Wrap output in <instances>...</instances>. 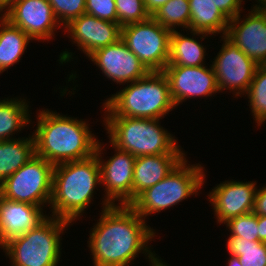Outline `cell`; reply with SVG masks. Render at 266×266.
Segmentation results:
<instances>
[{
  "label": "cell",
  "mask_w": 266,
  "mask_h": 266,
  "mask_svg": "<svg viewBox=\"0 0 266 266\" xmlns=\"http://www.w3.org/2000/svg\"><path fill=\"white\" fill-rule=\"evenodd\" d=\"M227 266H242L241 262L239 261V258L237 256L230 255L229 258H227Z\"/></svg>",
  "instance_id": "cell-37"
},
{
  "label": "cell",
  "mask_w": 266,
  "mask_h": 266,
  "mask_svg": "<svg viewBox=\"0 0 266 266\" xmlns=\"http://www.w3.org/2000/svg\"><path fill=\"white\" fill-rule=\"evenodd\" d=\"M33 40L20 28L0 15V72H5L20 62ZM28 45V46H27Z\"/></svg>",
  "instance_id": "cell-21"
},
{
  "label": "cell",
  "mask_w": 266,
  "mask_h": 266,
  "mask_svg": "<svg viewBox=\"0 0 266 266\" xmlns=\"http://www.w3.org/2000/svg\"><path fill=\"white\" fill-rule=\"evenodd\" d=\"M54 165L37 155L0 184V196L15 202L49 207Z\"/></svg>",
  "instance_id": "cell-8"
},
{
  "label": "cell",
  "mask_w": 266,
  "mask_h": 266,
  "mask_svg": "<svg viewBox=\"0 0 266 266\" xmlns=\"http://www.w3.org/2000/svg\"><path fill=\"white\" fill-rule=\"evenodd\" d=\"M117 22L125 26L131 23L143 22L151 16L147 12L144 0H115Z\"/></svg>",
  "instance_id": "cell-29"
},
{
  "label": "cell",
  "mask_w": 266,
  "mask_h": 266,
  "mask_svg": "<svg viewBox=\"0 0 266 266\" xmlns=\"http://www.w3.org/2000/svg\"><path fill=\"white\" fill-rule=\"evenodd\" d=\"M169 81L172 100L176 107L192 98L212 97L220 93L212 65L166 66L163 70Z\"/></svg>",
  "instance_id": "cell-14"
},
{
  "label": "cell",
  "mask_w": 266,
  "mask_h": 266,
  "mask_svg": "<svg viewBox=\"0 0 266 266\" xmlns=\"http://www.w3.org/2000/svg\"><path fill=\"white\" fill-rule=\"evenodd\" d=\"M169 0H144L147 12L152 16L156 10L166 4Z\"/></svg>",
  "instance_id": "cell-34"
},
{
  "label": "cell",
  "mask_w": 266,
  "mask_h": 266,
  "mask_svg": "<svg viewBox=\"0 0 266 266\" xmlns=\"http://www.w3.org/2000/svg\"><path fill=\"white\" fill-rule=\"evenodd\" d=\"M44 210L40 206L0 196V248L42 223L48 217Z\"/></svg>",
  "instance_id": "cell-18"
},
{
  "label": "cell",
  "mask_w": 266,
  "mask_h": 266,
  "mask_svg": "<svg viewBox=\"0 0 266 266\" xmlns=\"http://www.w3.org/2000/svg\"><path fill=\"white\" fill-rule=\"evenodd\" d=\"M3 16L33 41L49 42L62 28L48 0H16Z\"/></svg>",
  "instance_id": "cell-12"
},
{
  "label": "cell",
  "mask_w": 266,
  "mask_h": 266,
  "mask_svg": "<svg viewBox=\"0 0 266 266\" xmlns=\"http://www.w3.org/2000/svg\"><path fill=\"white\" fill-rule=\"evenodd\" d=\"M99 215L87 241L93 266H130L139 254L150 266L162 262L149 242L158 233L130 205H111Z\"/></svg>",
  "instance_id": "cell-1"
},
{
  "label": "cell",
  "mask_w": 266,
  "mask_h": 266,
  "mask_svg": "<svg viewBox=\"0 0 266 266\" xmlns=\"http://www.w3.org/2000/svg\"><path fill=\"white\" fill-rule=\"evenodd\" d=\"M259 241L266 242V216L258 215Z\"/></svg>",
  "instance_id": "cell-35"
},
{
  "label": "cell",
  "mask_w": 266,
  "mask_h": 266,
  "mask_svg": "<svg viewBox=\"0 0 266 266\" xmlns=\"http://www.w3.org/2000/svg\"><path fill=\"white\" fill-rule=\"evenodd\" d=\"M182 31L184 32V29H182L181 32L180 30H174L171 32L170 55L166 66L196 67L206 65L205 56H207V47L206 45L204 46L201 41H204L203 39H206L207 37L211 38L213 35L191 30H186L185 32L187 34L184 35ZM187 31L190 32L192 36ZM199 37L200 40H198Z\"/></svg>",
  "instance_id": "cell-20"
},
{
  "label": "cell",
  "mask_w": 266,
  "mask_h": 266,
  "mask_svg": "<svg viewBox=\"0 0 266 266\" xmlns=\"http://www.w3.org/2000/svg\"><path fill=\"white\" fill-rule=\"evenodd\" d=\"M226 241L227 252L237 256L242 266H266V242L238 236H229Z\"/></svg>",
  "instance_id": "cell-25"
},
{
  "label": "cell",
  "mask_w": 266,
  "mask_h": 266,
  "mask_svg": "<svg viewBox=\"0 0 266 266\" xmlns=\"http://www.w3.org/2000/svg\"><path fill=\"white\" fill-rule=\"evenodd\" d=\"M125 85L102 102L103 116L163 119L176 108L169 81L163 72H149L145 77Z\"/></svg>",
  "instance_id": "cell-4"
},
{
  "label": "cell",
  "mask_w": 266,
  "mask_h": 266,
  "mask_svg": "<svg viewBox=\"0 0 266 266\" xmlns=\"http://www.w3.org/2000/svg\"><path fill=\"white\" fill-rule=\"evenodd\" d=\"M185 157L163 180L143 191L130 206L144 219L169 210L174 205L197 196L206 183V169L202 163L188 164Z\"/></svg>",
  "instance_id": "cell-6"
},
{
  "label": "cell",
  "mask_w": 266,
  "mask_h": 266,
  "mask_svg": "<svg viewBox=\"0 0 266 266\" xmlns=\"http://www.w3.org/2000/svg\"><path fill=\"white\" fill-rule=\"evenodd\" d=\"M256 191V181L232 179L215 185L206 196L213 207L215 222L223 225L231 218L252 212Z\"/></svg>",
  "instance_id": "cell-16"
},
{
  "label": "cell",
  "mask_w": 266,
  "mask_h": 266,
  "mask_svg": "<svg viewBox=\"0 0 266 266\" xmlns=\"http://www.w3.org/2000/svg\"><path fill=\"white\" fill-rule=\"evenodd\" d=\"M85 13L101 20L117 22L115 0H86Z\"/></svg>",
  "instance_id": "cell-31"
},
{
  "label": "cell",
  "mask_w": 266,
  "mask_h": 266,
  "mask_svg": "<svg viewBox=\"0 0 266 266\" xmlns=\"http://www.w3.org/2000/svg\"><path fill=\"white\" fill-rule=\"evenodd\" d=\"M248 12L229 20L225 36L257 65H266V12L258 4Z\"/></svg>",
  "instance_id": "cell-13"
},
{
  "label": "cell",
  "mask_w": 266,
  "mask_h": 266,
  "mask_svg": "<svg viewBox=\"0 0 266 266\" xmlns=\"http://www.w3.org/2000/svg\"><path fill=\"white\" fill-rule=\"evenodd\" d=\"M246 96L254 123L259 128L266 122V65L257 67Z\"/></svg>",
  "instance_id": "cell-27"
},
{
  "label": "cell",
  "mask_w": 266,
  "mask_h": 266,
  "mask_svg": "<svg viewBox=\"0 0 266 266\" xmlns=\"http://www.w3.org/2000/svg\"><path fill=\"white\" fill-rule=\"evenodd\" d=\"M187 154H159L136 157L132 182V202L147 188L163 180Z\"/></svg>",
  "instance_id": "cell-19"
},
{
  "label": "cell",
  "mask_w": 266,
  "mask_h": 266,
  "mask_svg": "<svg viewBox=\"0 0 266 266\" xmlns=\"http://www.w3.org/2000/svg\"><path fill=\"white\" fill-rule=\"evenodd\" d=\"M35 156L33 134L0 141V184Z\"/></svg>",
  "instance_id": "cell-23"
},
{
  "label": "cell",
  "mask_w": 266,
  "mask_h": 266,
  "mask_svg": "<svg viewBox=\"0 0 266 266\" xmlns=\"http://www.w3.org/2000/svg\"><path fill=\"white\" fill-rule=\"evenodd\" d=\"M257 4L266 12V0H260Z\"/></svg>",
  "instance_id": "cell-38"
},
{
  "label": "cell",
  "mask_w": 266,
  "mask_h": 266,
  "mask_svg": "<svg viewBox=\"0 0 266 266\" xmlns=\"http://www.w3.org/2000/svg\"><path fill=\"white\" fill-rule=\"evenodd\" d=\"M53 13L63 27L81 16L86 10V0H48Z\"/></svg>",
  "instance_id": "cell-30"
},
{
  "label": "cell",
  "mask_w": 266,
  "mask_h": 266,
  "mask_svg": "<svg viewBox=\"0 0 266 266\" xmlns=\"http://www.w3.org/2000/svg\"><path fill=\"white\" fill-rule=\"evenodd\" d=\"M97 187H101V178L95 154L84 160L54 165L50 216L74 224L93 204Z\"/></svg>",
  "instance_id": "cell-3"
},
{
  "label": "cell",
  "mask_w": 266,
  "mask_h": 266,
  "mask_svg": "<svg viewBox=\"0 0 266 266\" xmlns=\"http://www.w3.org/2000/svg\"><path fill=\"white\" fill-rule=\"evenodd\" d=\"M171 30L150 17L121 28V40L149 72H163L170 55Z\"/></svg>",
  "instance_id": "cell-9"
},
{
  "label": "cell",
  "mask_w": 266,
  "mask_h": 266,
  "mask_svg": "<svg viewBox=\"0 0 266 266\" xmlns=\"http://www.w3.org/2000/svg\"><path fill=\"white\" fill-rule=\"evenodd\" d=\"M28 103L24 97L0 99V141L15 139V134L32 124Z\"/></svg>",
  "instance_id": "cell-24"
},
{
  "label": "cell",
  "mask_w": 266,
  "mask_h": 266,
  "mask_svg": "<svg viewBox=\"0 0 266 266\" xmlns=\"http://www.w3.org/2000/svg\"><path fill=\"white\" fill-rule=\"evenodd\" d=\"M71 225V222L48 213L36 228L10 240L1 250L11 266H57L62 261V235Z\"/></svg>",
  "instance_id": "cell-7"
},
{
  "label": "cell",
  "mask_w": 266,
  "mask_h": 266,
  "mask_svg": "<svg viewBox=\"0 0 266 266\" xmlns=\"http://www.w3.org/2000/svg\"><path fill=\"white\" fill-rule=\"evenodd\" d=\"M87 58L115 84L122 85L145 77L149 71L139 58L120 39L117 43L99 48Z\"/></svg>",
  "instance_id": "cell-15"
},
{
  "label": "cell",
  "mask_w": 266,
  "mask_h": 266,
  "mask_svg": "<svg viewBox=\"0 0 266 266\" xmlns=\"http://www.w3.org/2000/svg\"><path fill=\"white\" fill-rule=\"evenodd\" d=\"M103 122L109 143L135 157L186 154L175 135L161 126L160 119L104 116Z\"/></svg>",
  "instance_id": "cell-5"
},
{
  "label": "cell",
  "mask_w": 266,
  "mask_h": 266,
  "mask_svg": "<svg viewBox=\"0 0 266 266\" xmlns=\"http://www.w3.org/2000/svg\"><path fill=\"white\" fill-rule=\"evenodd\" d=\"M168 263L166 262H164V261H162L158 266H170L169 264L167 265Z\"/></svg>",
  "instance_id": "cell-39"
},
{
  "label": "cell",
  "mask_w": 266,
  "mask_h": 266,
  "mask_svg": "<svg viewBox=\"0 0 266 266\" xmlns=\"http://www.w3.org/2000/svg\"><path fill=\"white\" fill-rule=\"evenodd\" d=\"M114 155L103 159L104 143L98 140L95 155L100 165L101 187L104 189L101 209L111 205H130L132 203V182L136 157L129 152L117 149L112 145ZM103 154V156H102ZM107 160V161H105ZM116 202V203H115Z\"/></svg>",
  "instance_id": "cell-10"
},
{
  "label": "cell",
  "mask_w": 266,
  "mask_h": 266,
  "mask_svg": "<svg viewBox=\"0 0 266 266\" xmlns=\"http://www.w3.org/2000/svg\"><path fill=\"white\" fill-rule=\"evenodd\" d=\"M162 27L171 31L177 28L189 30L190 6L189 0H169L151 16ZM177 27V28H176Z\"/></svg>",
  "instance_id": "cell-26"
},
{
  "label": "cell",
  "mask_w": 266,
  "mask_h": 266,
  "mask_svg": "<svg viewBox=\"0 0 266 266\" xmlns=\"http://www.w3.org/2000/svg\"><path fill=\"white\" fill-rule=\"evenodd\" d=\"M224 225L229 229L228 236H238L249 241L259 240L258 215L253 211L231 218Z\"/></svg>",
  "instance_id": "cell-28"
},
{
  "label": "cell",
  "mask_w": 266,
  "mask_h": 266,
  "mask_svg": "<svg viewBox=\"0 0 266 266\" xmlns=\"http://www.w3.org/2000/svg\"><path fill=\"white\" fill-rule=\"evenodd\" d=\"M16 0H0V15L3 13L15 2Z\"/></svg>",
  "instance_id": "cell-36"
},
{
  "label": "cell",
  "mask_w": 266,
  "mask_h": 266,
  "mask_svg": "<svg viewBox=\"0 0 266 266\" xmlns=\"http://www.w3.org/2000/svg\"><path fill=\"white\" fill-rule=\"evenodd\" d=\"M220 41H223L222 47L213 61L211 60L219 92L229 90L235 98H242L247 93L259 65L225 35L221 36Z\"/></svg>",
  "instance_id": "cell-11"
},
{
  "label": "cell",
  "mask_w": 266,
  "mask_h": 266,
  "mask_svg": "<svg viewBox=\"0 0 266 266\" xmlns=\"http://www.w3.org/2000/svg\"><path fill=\"white\" fill-rule=\"evenodd\" d=\"M41 110L37 112L36 129L32 132L35 155L57 165L95 154L98 138L85 121L87 119L62 115L48 108Z\"/></svg>",
  "instance_id": "cell-2"
},
{
  "label": "cell",
  "mask_w": 266,
  "mask_h": 266,
  "mask_svg": "<svg viewBox=\"0 0 266 266\" xmlns=\"http://www.w3.org/2000/svg\"><path fill=\"white\" fill-rule=\"evenodd\" d=\"M216 7L230 20L244 11V0H212ZM243 2V3H242ZM243 8V9H242Z\"/></svg>",
  "instance_id": "cell-32"
},
{
  "label": "cell",
  "mask_w": 266,
  "mask_h": 266,
  "mask_svg": "<svg viewBox=\"0 0 266 266\" xmlns=\"http://www.w3.org/2000/svg\"><path fill=\"white\" fill-rule=\"evenodd\" d=\"M253 212L259 216H266V184L255 193Z\"/></svg>",
  "instance_id": "cell-33"
},
{
  "label": "cell",
  "mask_w": 266,
  "mask_h": 266,
  "mask_svg": "<svg viewBox=\"0 0 266 266\" xmlns=\"http://www.w3.org/2000/svg\"><path fill=\"white\" fill-rule=\"evenodd\" d=\"M121 28L118 22L84 13L66 25L63 31L65 36L67 32L72 44L88 57L99 48L117 43L121 39Z\"/></svg>",
  "instance_id": "cell-17"
},
{
  "label": "cell",
  "mask_w": 266,
  "mask_h": 266,
  "mask_svg": "<svg viewBox=\"0 0 266 266\" xmlns=\"http://www.w3.org/2000/svg\"><path fill=\"white\" fill-rule=\"evenodd\" d=\"M189 30L226 35L229 19L216 7L212 0H189ZM222 33V34H221Z\"/></svg>",
  "instance_id": "cell-22"
}]
</instances>
